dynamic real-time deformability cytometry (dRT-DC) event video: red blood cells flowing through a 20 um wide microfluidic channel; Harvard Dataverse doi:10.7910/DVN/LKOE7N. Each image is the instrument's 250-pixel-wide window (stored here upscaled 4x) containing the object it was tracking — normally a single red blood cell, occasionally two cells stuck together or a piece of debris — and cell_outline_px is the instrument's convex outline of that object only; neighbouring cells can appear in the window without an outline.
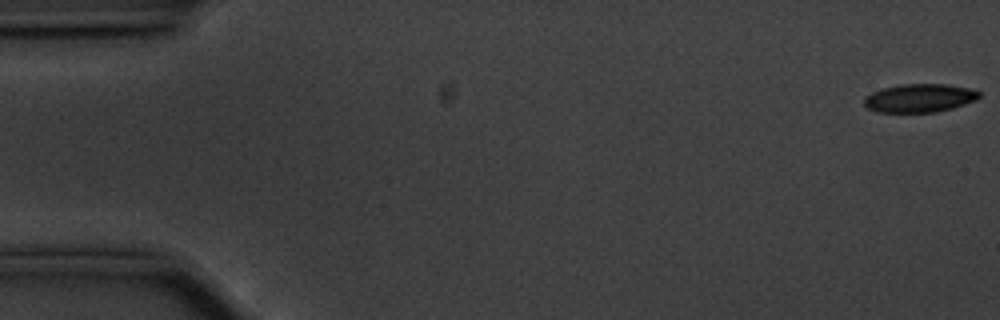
{"species": "common noctule bat (a hibernating species)", "species_latin": "Nyctalus noctula", "temperature_condition": "cold", "stored_images_in_passage": 56, "camera_frame_rate_fps": 3000, "um_per_image_px": 0.085, "animal": {"sex": "male", "body_mass_g": 20.1, "forearm_length_mm": 53.5}, "frame": {"image": 1, "passage_image": 1, "time_ms": 0.0, "image_size_px": [1000, 320], "cell_outline_px": [[980, 96], [976, 100], [952, 108], [936, 112], [876, 112], [868, 108], [864, 104], [864, 96], [872, 92], [884, 88], [904, 84], [944, 84], [968, 88], [980, 92]], "centroid_in_image_um": [78.14, 8.34], "position_along_channel_um": 6.9, "area_um2": 18.9}}
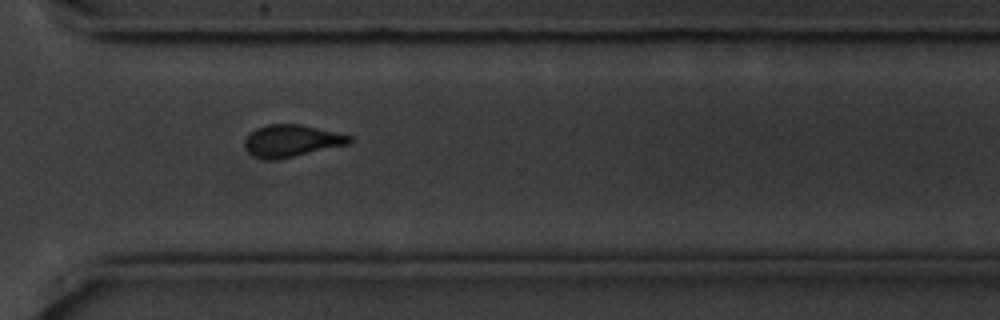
{"frame": {"image": 2, "passage_image": 41, "time_ms": 13.333, "image_size_px": [1000, 320], "cell_outline_px": [[352, 144], [276, 160], [268, 160], [256, 156], [248, 152], [244, 148], [244, 140], [256, 128], [268, 124], [300, 124], [352, 136]], "centroid_in_image_um": [24.8, 11.97], "position_along_channel_um": 345.8, "area_um2": 19.59}}
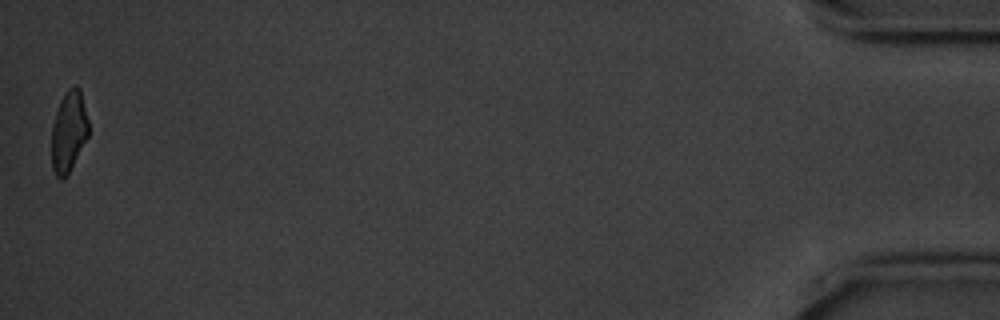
{"frame": {"image": 3, "passage_image": 56, "time_ms": 18.333, "image_size_px": [1000, 320], "cell_outline_px": [[88, 136], [68, 176], [60, 180], [56, 176], [52, 168], [52, 124], [60, 100], [68, 88], [76, 84], [80, 88], [88, 120]], "centroid_in_image_um": [5.84, 11.19], "position_along_channel_um": 429.4, "area_um2": 17.57}, "authors_computed_cell_mechanics": {"area_um2": 19.8543, "velocity_mm_per_s": 3.5586, "shape_relaxation_time_tau1_ms": 3.0106, "shape_relaxation_time_tau2_ms": 3.0423, "deformation_change_tau1": 0.0949, "deformation_change_tau2": 0.0985}}